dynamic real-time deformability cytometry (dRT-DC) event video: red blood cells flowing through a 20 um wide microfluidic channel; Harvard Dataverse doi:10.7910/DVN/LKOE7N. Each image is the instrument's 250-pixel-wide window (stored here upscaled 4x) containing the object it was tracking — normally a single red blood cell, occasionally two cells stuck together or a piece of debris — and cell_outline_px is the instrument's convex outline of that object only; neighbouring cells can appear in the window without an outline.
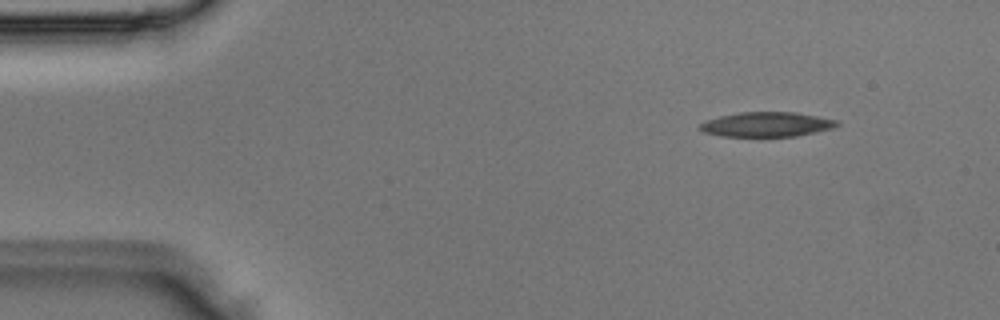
{"species": "Egyptian fruit bat (a non-hibernating species)", "species_latin": "Rousettus aegyptiacus", "temperature_condition": "room temperature", "stored_images_in_passage": 3, "camera_frame_rate_fps": 3000, "um_per_image_px": 0.085, "animal": {"sex": "male"}, "frame": {"image": 1, "passage_image": 1, "time_ms": 0.0, "image_size_px": [1000, 320], "cell_outline_px": [[840, 124], [836, 128], [796, 136], [720, 136], [704, 132], [696, 128], [704, 120], [720, 116], [740, 112], [796, 112], [840, 120]], "centroid_in_image_um": [65.19, 10.57], "position_along_channel_um": 19.8, "area_um2": 20.0}}
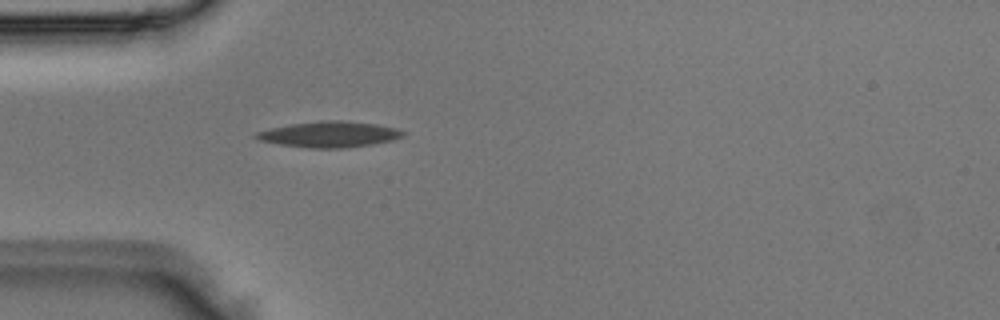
{"frame": {"image": 2, "passage_image": 3, "time_ms": 0.667, "image_size_px": [1000, 320], "cell_outline_px": [[404, 136], [392, 140], [372, 144], [340, 148], [308, 148], [280, 144], [260, 140], [252, 136], [256, 132], [288, 124], [320, 120], [340, 120], [376, 124], [396, 128], [404, 132]], "centroid_in_image_um": [27.98, 11.41], "position_along_channel_um": 57.0, "area_um2": 22.02}}